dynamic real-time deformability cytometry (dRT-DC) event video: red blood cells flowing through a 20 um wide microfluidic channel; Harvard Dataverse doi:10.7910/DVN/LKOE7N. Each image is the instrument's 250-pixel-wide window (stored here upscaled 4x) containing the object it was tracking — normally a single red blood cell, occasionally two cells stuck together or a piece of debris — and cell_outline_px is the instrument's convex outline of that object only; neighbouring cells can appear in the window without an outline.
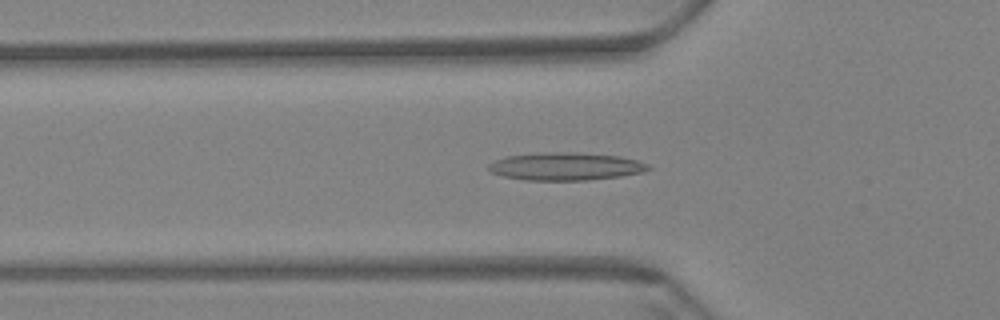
{"species": "Egyptian fruit bat (a non-hibernating species)", "species_latin": "Rousettus aegyptiacus", "temperature_condition": "warm", "stored_images_in_passage": 59, "camera_frame_rate_fps": 3000, "um_per_image_px": 0.085, "animal": {"sex": "female"}, "frame": {"image": 1, "passage_image": 19, "time_ms": 6.0, "image_size_px": [1000, 320], "cell_outline_px": [[652, 168], [644, 172], [620, 176], [588, 180], [524, 180], [504, 176], [492, 172], [488, 168], [488, 164], [496, 160], [508, 156], [548, 152], [560, 152], [616, 156], [636, 160], [648, 164]], "centroid_in_image_um": [48.09, 14.16], "position_along_channel_um": 77.7, "area_um2": 25.37}}
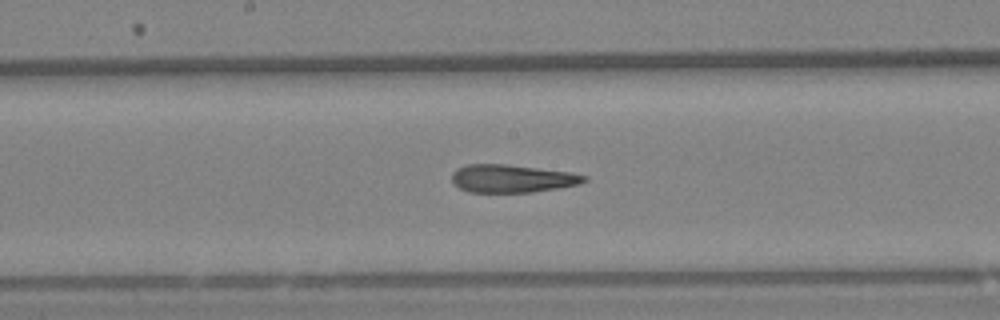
{"frame": {"image": 2, "passage_image": 30, "time_ms": 9.667, "image_size_px": [1000, 320], "cell_outline_px": [[588, 180], [580, 184], [532, 192], [468, 192], [452, 184], [452, 172], [456, 168], [468, 164], [504, 164], [568, 172], [588, 176]], "centroid_in_image_um": [43.48, 15.18], "position_along_channel_um": 204.7, "area_um2": 21.44}}
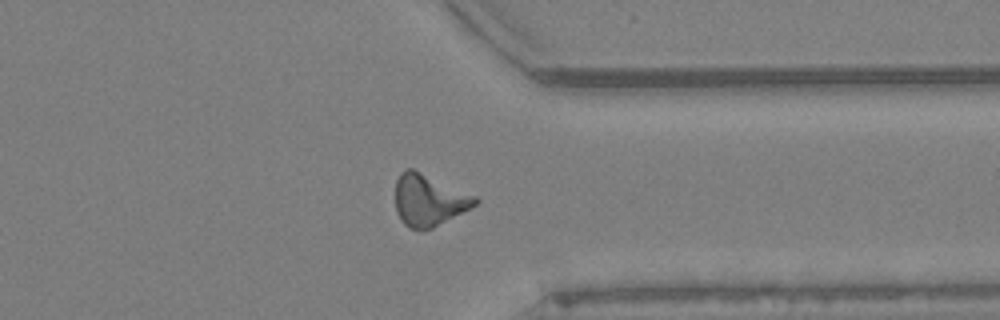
{"frame": {"image": 3, "passage_image": 45, "time_ms": 14.667, "image_size_px": [1000, 320], "cell_outline_px": [[480, 200], [476, 204], [432, 228], [408, 228], [400, 220], [396, 212], [396, 180], [400, 172], [408, 168], [412, 168], [476, 196]], "centroid_in_image_um": [36.41, 16.99], "position_along_channel_um": 375.0, "area_um2": 23.58}, "authors_computed_cell_mechanics": {"area_um2": 22.3686, "velocity_mm_per_s": 3.4574, "shape_relaxation_time_tau1_ms": null, "shape_relaxation_time_tau2_ms": 3.3483, "deformation_change_tau1": null, "deformation_change_tau2": 0.1458}}